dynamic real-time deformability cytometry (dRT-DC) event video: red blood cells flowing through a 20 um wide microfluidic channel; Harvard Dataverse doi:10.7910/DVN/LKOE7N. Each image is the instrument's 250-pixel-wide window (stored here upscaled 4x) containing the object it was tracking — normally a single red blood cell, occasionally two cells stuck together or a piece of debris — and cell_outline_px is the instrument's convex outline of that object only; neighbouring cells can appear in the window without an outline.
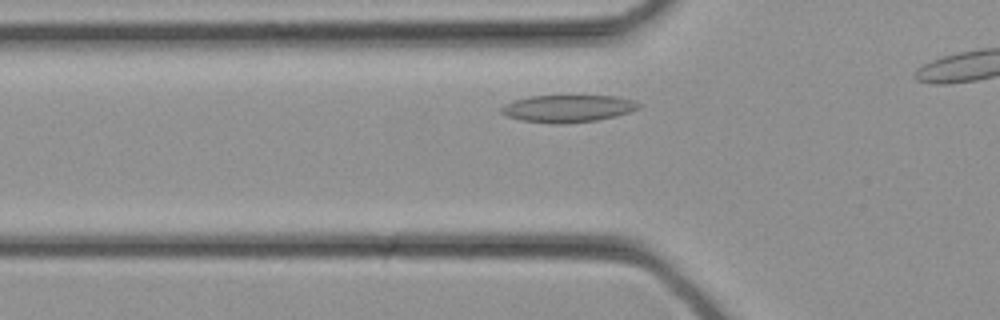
{"species": "common noctule bat (a hibernating species)", "species_latin": "Nyctalus noctula", "temperature_condition": "cold", "stored_images_in_passage": 8, "camera_frame_rate_fps": 3000, "um_per_image_px": 0.085, "animal": {"sex": "female", "body_mass_g": 21.9}, "frame": {"image": 1, "passage_image": 4, "time_ms": 1.0, "image_size_px": [1000, 320], "cell_outline_px": [[644, 104], [640, 108], [616, 116], [600, 120], [560, 124], [552, 124], [520, 120], [508, 116], [500, 112], [500, 108], [504, 104], [528, 96], [616, 96], [632, 100]], "centroid_in_image_um": [48.29, 9.23], "position_along_channel_um": 77.5, "area_um2": 21.96}}
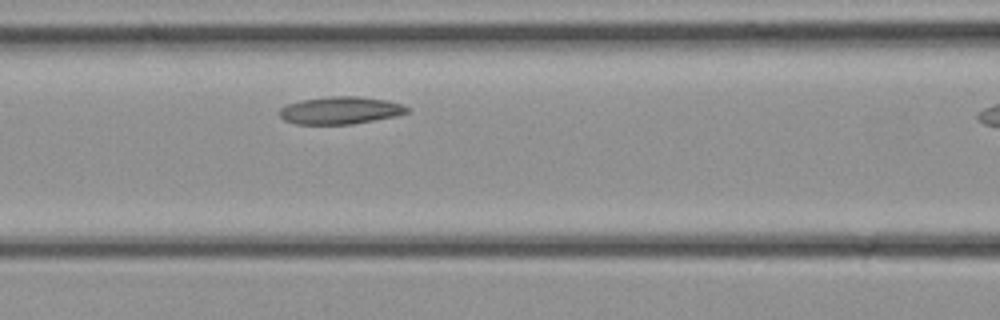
{"frame": {"image": 2, "passage_image": 7, "time_ms": 2.0, "image_size_px": [1000, 320], "cell_outline_px": [[408, 112], [396, 116], [376, 120], [352, 124], [296, 124], [284, 120], [280, 116], [280, 108], [288, 104], [304, 100], [332, 96], [356, 96], [388, 100], [400, 104], [408, 108]], "centroid_in_image_um": [28.94, 9.39], "position_along_channel_um": 137.7, "area_um2": 20.23}}